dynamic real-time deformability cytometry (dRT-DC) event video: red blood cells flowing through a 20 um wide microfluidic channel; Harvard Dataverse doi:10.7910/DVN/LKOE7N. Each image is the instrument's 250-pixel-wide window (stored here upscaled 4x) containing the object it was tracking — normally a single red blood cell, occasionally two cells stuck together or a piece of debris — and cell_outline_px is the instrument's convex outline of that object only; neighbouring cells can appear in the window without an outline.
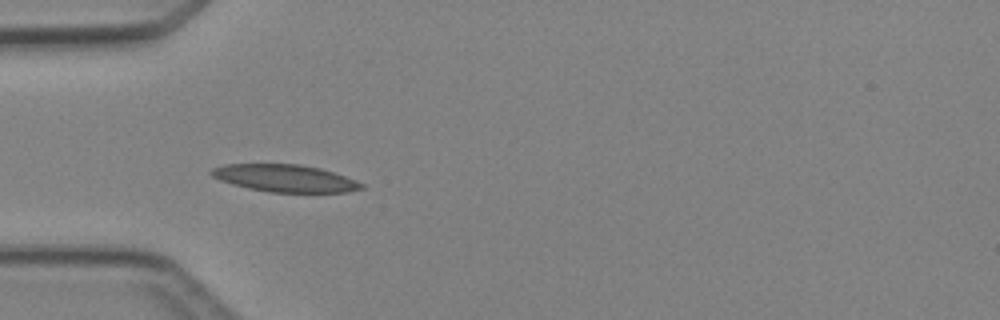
{"species": "Egyptian fruit bat (a non-hibernating species)", "species_latin": "Rousettus aegyptiacus", "temperature_condition": "cold", "stored_images_in_passage": 6, "camera_frame_rate_fps": 3000, "um_per_image_px": 0.085, "animal": {"sex": "female"}, "frame": {"image": 1, "passage_image": 4, "time_ms": 3.333, "image_size_px": [1000, 320], "cell_outline_px": [[364, 188], [348, 192], [268, 192], [248, 188], [232, 184], [220, 180], [212, 176], [208, 172], [212, 168], [224, 164], [300, 164], [320, 168], [356, 180], [364, 184]], "centroid_in_image_um": [24.2, 15.15], "position_along_channel_um": 60.8, "area_um2": 23.87}}
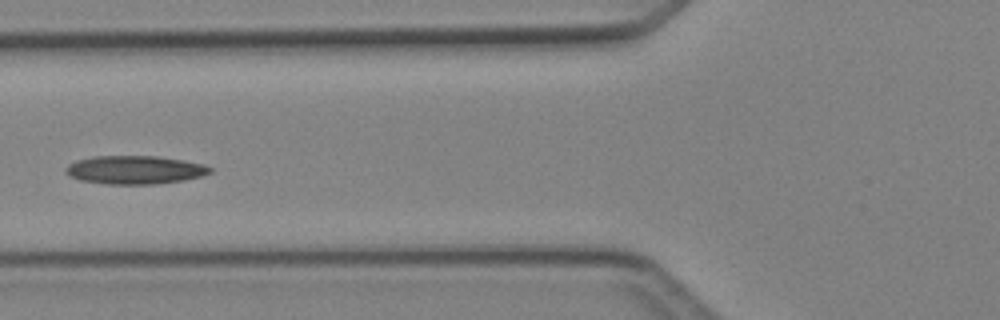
{"frame": {"image": 2, "passage_image": 5, "time_ms": 4.667, "image_size_px": [1000, 320], "cell_outline_px": [[212, 172], [200, 176], [184, 180], [152, 184], [108, 184], [80, 180], [64, 172], [64, 168], [68, 164], [76, 160], [92, 156], [156, 156], [184, 160], [204, 164], [212, 168]], "centroid_in_image_um": [11.45, 14.43], "position_along_channel_um": 114.4, "area_um2": 23.87}}
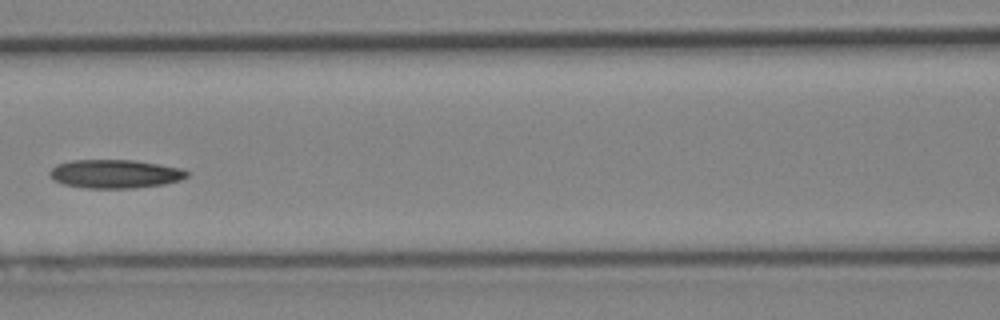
{"frame": {"image": 3, "passage_image": 6, "time_ms": 5.667, "image_size_px": [1000, 320], "cell_outline_px": [[188, 176], [180, 180], [164, 184], [132, 188], [88, 188], [64, 184], [52, 180], [48, 176], [48, 172], [56, 164], [72, 160], [136, 160], [180, 168], [188, 172]], "centroid_in_image_um": [9.73, 14.77], "position_along_channel_um": 156.9, "area_um2": 22.89}}